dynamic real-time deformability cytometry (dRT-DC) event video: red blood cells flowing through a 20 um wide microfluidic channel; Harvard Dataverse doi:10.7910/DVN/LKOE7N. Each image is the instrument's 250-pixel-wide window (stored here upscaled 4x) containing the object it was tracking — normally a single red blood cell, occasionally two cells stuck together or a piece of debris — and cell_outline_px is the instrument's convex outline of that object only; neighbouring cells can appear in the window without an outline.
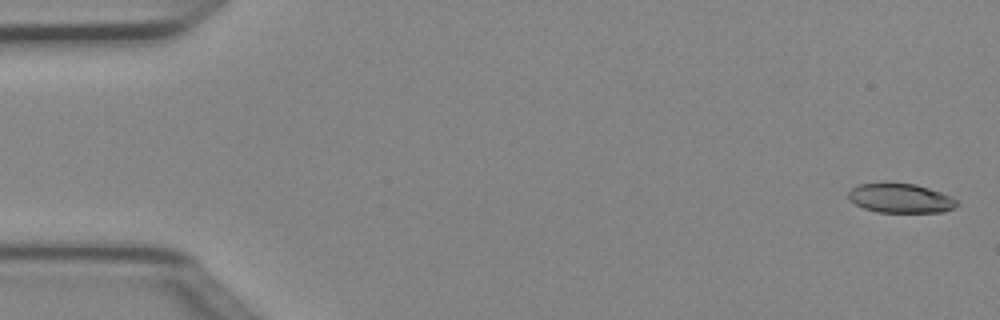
{"species": "Egyptian fruit bat (a non-hibernating species)", "species_latin": "Rousettus aegyptiacus", "temperature_condition": "cold", "stored_images_in_passage": 5, "camera_frame_rate_fps": 3000, "um_per_image_px": 0.085, "animal": {"sex": "female"}, "frame": {"image": 1, "passage_image": 1, "time_ms": 0.0, "image_size_px": [1000, 320], "cell_outline_px": [[960, 204], [956, 208], [944, 212], [876, 212], [864, 208], [848, 200], [848, 192], [852, 188], [860, 184], [884, 180], [916, 184], [952, 196]], "centroid_in_image_um": [76.53, 16.82], "position_along_channel_um": 8.5, "area_um2": 19.25}}
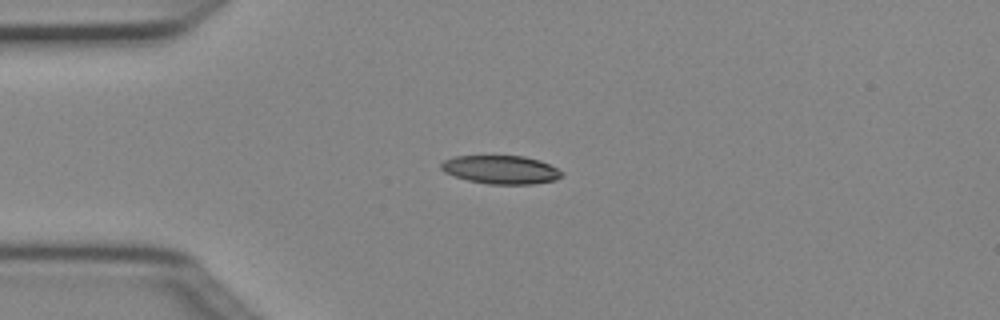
{"frame": {"image": 2, "passage_image": 4, "time_ms": 1.0, "image_size_px": [1000, 320], "cell_outline_px": [[564, 172], [556, 180], [532, 184], [488, 184], [468, 180], [444, 172], [440, 168], [440, 164], [444, 160], [452, 156], [524, 156], [540, 160]], "centroid_in_image_um": [42.56, 14.42], "position_along_channel_um": 42.4, "area_um2": 19.94}}
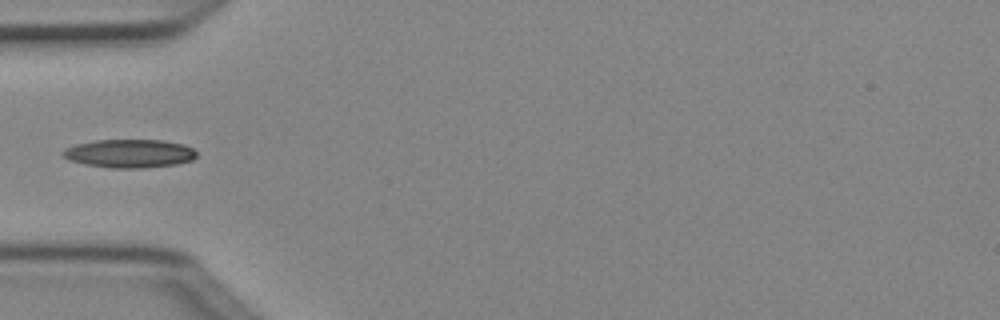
{"frame": {"image": 3, "passage_image": 5, "time_ms": 1.333, "image_size_px": [1000, 320], "cell_outline_px": [[196, 156], [192, 160], [176, 164], [144, 168], [108, 168], [84, 164], [68, 160], [60, 156], [60, 152], [64, 148], [76, 144], [96, 140], [164, 140], [184, 144], [192, 148], [196, 152]], "centroid_in_image_um": [10.95, 13.05], "position_along_channel_um": 74.0, "area_um2": 22.43}}